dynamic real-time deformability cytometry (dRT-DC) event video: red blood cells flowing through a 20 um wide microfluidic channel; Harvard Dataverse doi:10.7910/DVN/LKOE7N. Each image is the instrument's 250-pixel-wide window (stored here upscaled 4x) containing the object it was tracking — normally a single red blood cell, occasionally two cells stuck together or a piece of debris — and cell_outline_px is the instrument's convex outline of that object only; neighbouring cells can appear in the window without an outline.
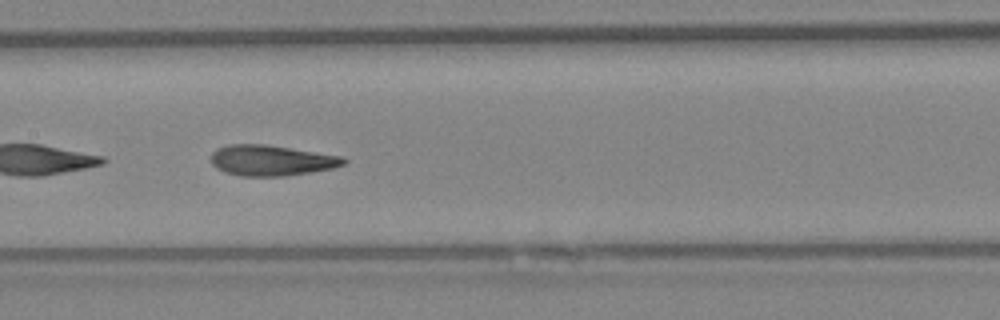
{"species": "Egyptian fruit bat (a non-hibernating species)", "species_latin": "Rousettus aegyptiacus", "temperature_condition": "warm", "stored_images_in_passage": 39, "camera_frame_rate_fps": 3000, "um_per_image_px": 0.085, "animal": {"sex": "female"}, "frame": {"image": 1, "passage_image": 12, "time_ms": 3.667, "image_size_px": [1000, 320], "cell_outline_px": [[348, 160], [344, 164], [332, 168], [312, 172], [284, 176], [240, 176], [224, 172], [216, 168], [212, 164], [212, 152], [216, 148], [228, 144], [264, 144], [344, 156]], "centroid_in_image_um": [23.06, 13.63], "position_along_channel_um": 184.3, "area_um2": 23.81}}
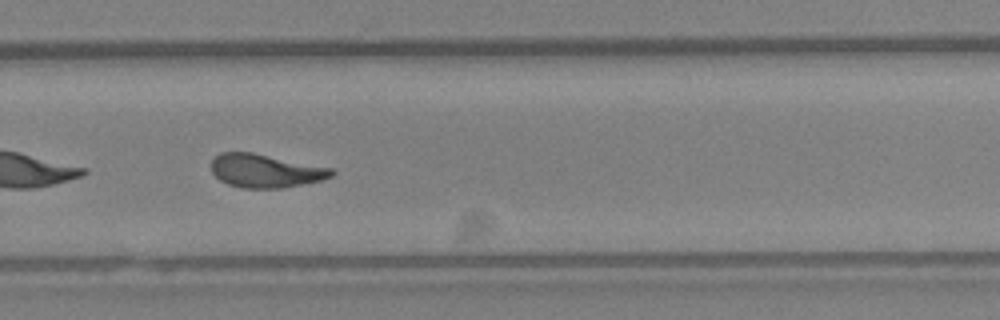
{"frame": {"image": 2, "passage_image": 23, "time_ms": 7.333, "image_size_px": [1000, 320], "cell_outline_px": [[336, 172], [332, 176], [320, 180], [284, 188], [240, 188], [228, 184], [220, 180], [212, 172], [212, 160], [220, 152], [252, 152], [332, 168]], "centroid_in_image_um": [22.55, 14.52], "position_along_channel_um": 307.2, "area_um2": 23.35}, "authors_computed_cell_mechanics": {"area_um2": 23.1778, "velocity_mm_per_s": 3.3634, "shape_relaxation_time_tau1_ms": 8.6903, "shape_relaxation_time_tau2_ms": 2.7705, "deformation_change_tau1": 0.2309, "deformation_change_tau2": 0.0989}}